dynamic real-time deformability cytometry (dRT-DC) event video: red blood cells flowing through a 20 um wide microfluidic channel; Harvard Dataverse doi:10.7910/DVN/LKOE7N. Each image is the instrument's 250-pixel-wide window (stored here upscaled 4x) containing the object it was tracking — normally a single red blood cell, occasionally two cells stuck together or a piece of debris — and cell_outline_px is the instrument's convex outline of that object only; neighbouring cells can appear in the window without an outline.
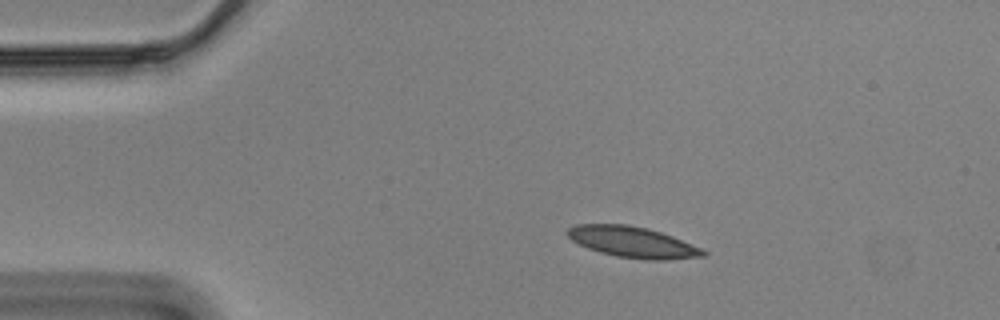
{"species": "Egyptian fruit bat (a non-hibernating species)", "species_latin": "Rousettus aegyptiacus", "temperature_condition": "cold", "stored_images_in_passage": 41, "camera_frame_rate_fps": 3000, "um_per_image_px": 0.085, "animal": {"sex": "male"}, "frame": {"image": 1, "passage_image": 1, "time_ms": 0.0, "image_size_px": [1000, 320], "cell_outline_px": [[708, 256], [664, 260], [644, 260], [616, 256], [600, 252], [588, 248], [572, 240], [564, 232], [568, 228], [576, 224], [628, 224], [648, 228], [672, 236], [700, 248], [708, 252]], "centroid_in_image_um": [53.77, 20.58], "position_along_channel_um": 31.2, "area_um2": 24.51}}
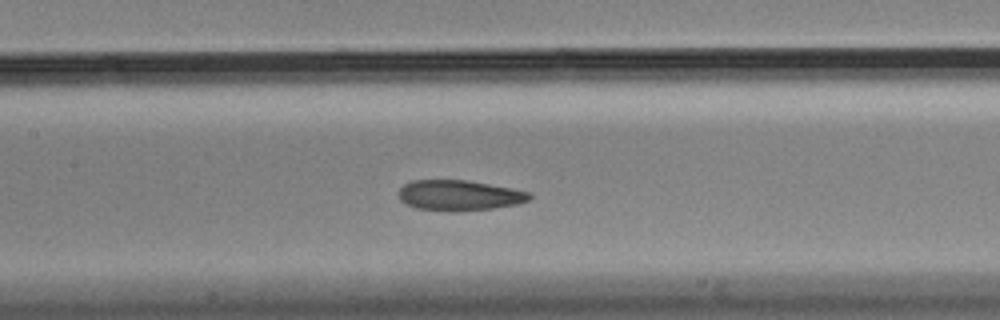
{"frame": {"image": 2, "passage_image": 17, "time_ms": 5.333, "image_size_px": [1000, 320], "cell_outline_px": [[532, 200], [516, 204], [492, 208], [460, 212], [448, 212], [416, 208], [400, 200], [400, 188], [404, 184], [412, 180], [468, 180], [512, 188], [528, 192], [532, 196]], "centroid_in_image_um": [39.05, 16.61], "position_along_channel_um": 168.3, "area_um2": 23.35}}
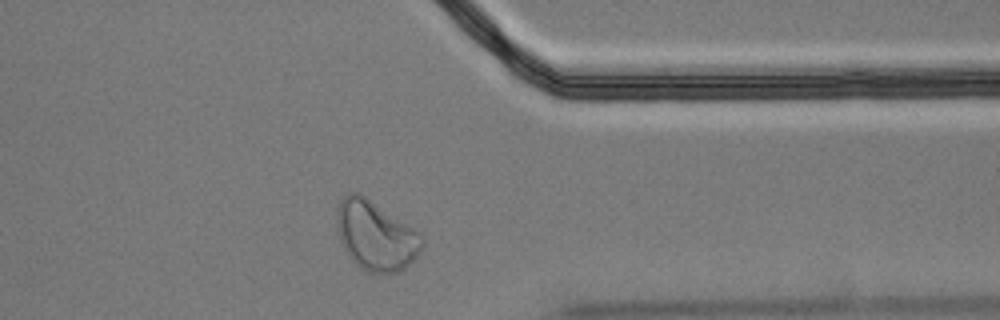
{"frame": {"image": 3, "passage_image": 36, "time_ms": 11.667, "image_size_px": [1000, 320], "cell_outline_px": [[424, 244], [420, 252], [404, 268], [396, 272], [368, 272], [360, 268], [348, 256], [340, 240], [336, 220], [336, 208], [340, 200], [348, 192], [356, 192], [364, 196], [420, 232], [424, 236]], "centroid_in_image_um": [31.92, 20.02], "position_along_channel_um": 379.5, "area_um2": 34.28}, "authors_computed_cell_mechanics": {"area_um2": 24.276, "velocity_mm_per_s": 3.4476, "shape_relaxation_time_tau1_ms": 10.2851, "shape_relaxation_time_tau2_ms": 2.9628, "deformation_change_tau1": 0.1879, "deformation_change_tau2": 0.0946}}